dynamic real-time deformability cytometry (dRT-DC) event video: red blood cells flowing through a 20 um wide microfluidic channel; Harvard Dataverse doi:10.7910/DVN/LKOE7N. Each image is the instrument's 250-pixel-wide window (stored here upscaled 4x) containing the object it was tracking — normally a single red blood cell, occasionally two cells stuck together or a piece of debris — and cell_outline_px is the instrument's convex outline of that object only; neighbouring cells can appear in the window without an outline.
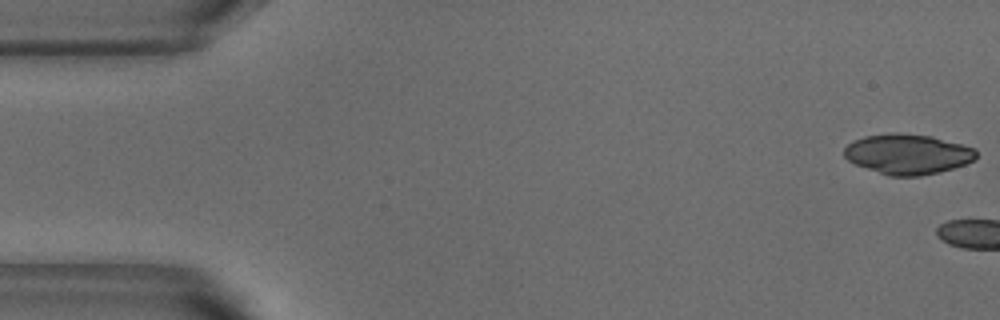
{"species": "common noctule bat (a hibernating species)", "species_latin": "Nyctalus noctula", "temperature_condition": "warm", "stored_images_in_passage": 4, "camera_frame_rate_fps": 3000, "um_per_image_px": 0.085, "animal": {"sex": "male", "body_mass_g": 18.8}, "frame": {"image": 1, "passage_image": 1, "time_ms": 0.0, "image_size_px": [1000, 320], "cell_outline_px": [[976, 156], [972, 160], [964, 164], [940, 172], [920, 176], [888, 176], [856, 164], [848, 160], [844, 156], [844, 148], [852, 140], [864, 136], [888, 132], [900, 132], [932, 136], [976, 148]], "centroid_in_image_um": [77.12, 13.08], "position_along_channel_um": 7.9, "area_um2": 31.04}}